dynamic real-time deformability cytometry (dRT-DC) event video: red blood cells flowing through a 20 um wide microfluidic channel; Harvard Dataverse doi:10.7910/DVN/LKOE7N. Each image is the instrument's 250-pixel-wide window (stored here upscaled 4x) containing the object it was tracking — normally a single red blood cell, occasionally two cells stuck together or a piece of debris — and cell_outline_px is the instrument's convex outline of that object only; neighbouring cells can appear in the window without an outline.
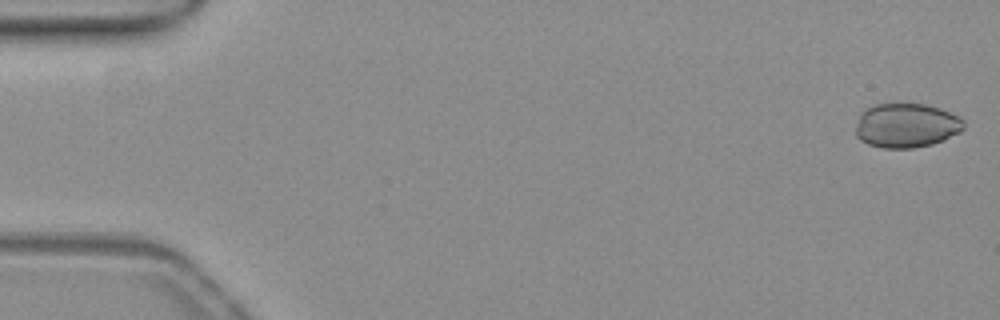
{"species": "common noctule bat (a hibernating species)", "species_latin": "Nyctalus noctula", "temperature_condition": "warm", "stored_images_in_passage": 42, "camera_frame_rate_fps": 3000, "um_per_image_px": 0.085, "animal": {"sex": "female", "body_mass_g": 19.3, "forearm_length_mm": 54.1}, "frame": {"image": 1, "passage_image": 1, "time_ms": 0.0, "image_size_px": [1000, 320], "cell_outline_px": [[964, 128], [960, 132], [944, 140], [932, 144], [912, 148], [884, 148], [868, 144], [860, 140], [856, 136], [856, 124], [860, 112], [876, 104], [924, 104], [940, 108], [960, 116], [964, 120]], "centroid_in_image_um": [77.05, 10.67], "position_along_channel_um": 8.0, "area_um2": 28.09}}